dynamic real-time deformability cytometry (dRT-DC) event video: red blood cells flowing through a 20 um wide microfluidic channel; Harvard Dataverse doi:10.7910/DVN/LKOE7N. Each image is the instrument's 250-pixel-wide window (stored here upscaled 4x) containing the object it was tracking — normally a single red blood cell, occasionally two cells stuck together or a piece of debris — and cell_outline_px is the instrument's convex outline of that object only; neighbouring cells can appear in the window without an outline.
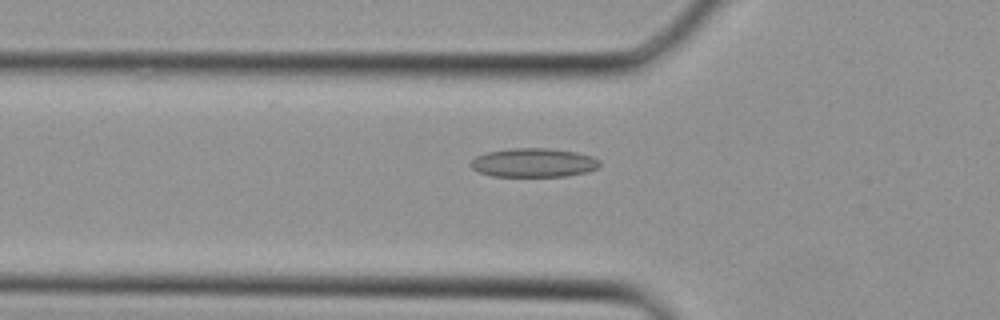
{"species": "Egyptian fruit bat (a non-hibernating species)", "species_latin": "Rousettus aegyptiacus", "temperature_condition": "cold", "stored_images_in_passage": 27, "camera_frame_rate_fps": 3000, "um_per_image_px": 0.085, "animal": {"sex": "female"}, "frame": {"image": 1, "passage_image": 4, "time_ms": 1.0, "image_size_px": [1000, 320], "cell_outline_px": [[600, 164], [596, 168], [588, 172], [568, 176], [492, 176], [480, 172], [472, 168], [468, 164], [476, 156], [488, 152], [512, 148], [548, 148], [576, 152], [592, 156], [600, 160]], "centroid_in_image_um": [45.37, 13.83], "position_along_channel_um": 80.4, "area_um2": 21.73}}
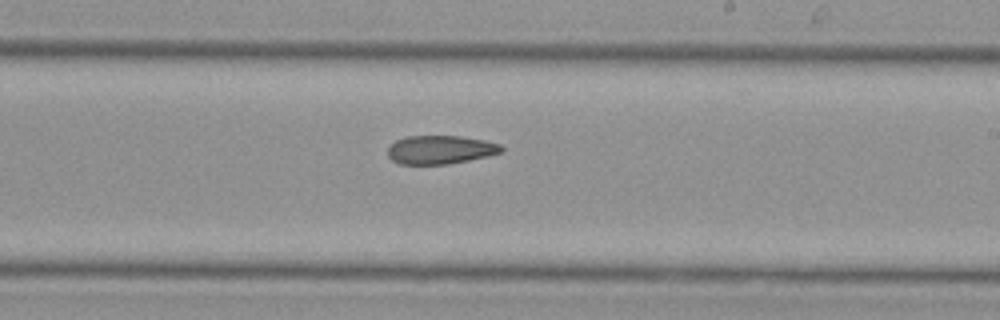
{"frame": {"image": 2, "passage_image": 13, "time_ms": 4.0, "image_size_px": [1000, 320], "cell_outline_px": [[504, 152], [488, 156], [448, 164], [400, 164], [392, 160], [388, 156], [388, 144], [396, 140], [408, 136], [460, 136], [484, 140], [500, 144], [504, 148]], "centroid_in_image_um": [37.43, 12.72], "position_along_channel_um": 251.6, "area_um2": 19.02}}
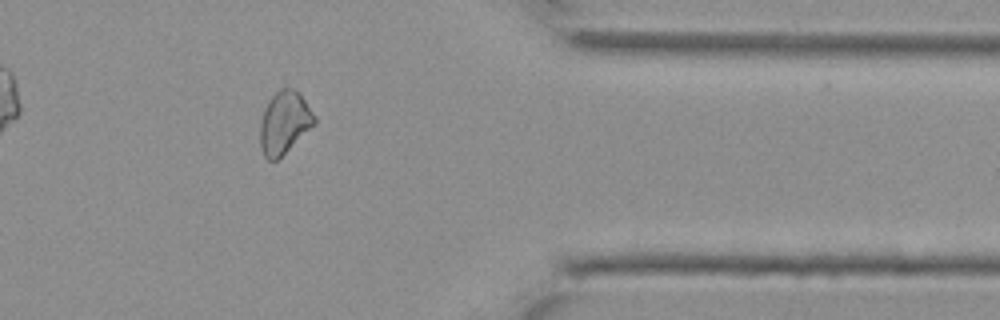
{"frame": {"image": 3, "passage_image": 21, "time_ms": 6.667, "image_size_px": [1000, 320], "cell_outline_px": [[316, 124], [276, 160], [268, 160], [264, 156], [260, 148], [260, 124], [264, 108], [268, 100], [280, 88], [292, 88], [300, 92], [316, 116]], "centroid_in_image_um": [24.18, 10.39], "position_along_channel_um": 387.2, "area_um2": 19.88}}